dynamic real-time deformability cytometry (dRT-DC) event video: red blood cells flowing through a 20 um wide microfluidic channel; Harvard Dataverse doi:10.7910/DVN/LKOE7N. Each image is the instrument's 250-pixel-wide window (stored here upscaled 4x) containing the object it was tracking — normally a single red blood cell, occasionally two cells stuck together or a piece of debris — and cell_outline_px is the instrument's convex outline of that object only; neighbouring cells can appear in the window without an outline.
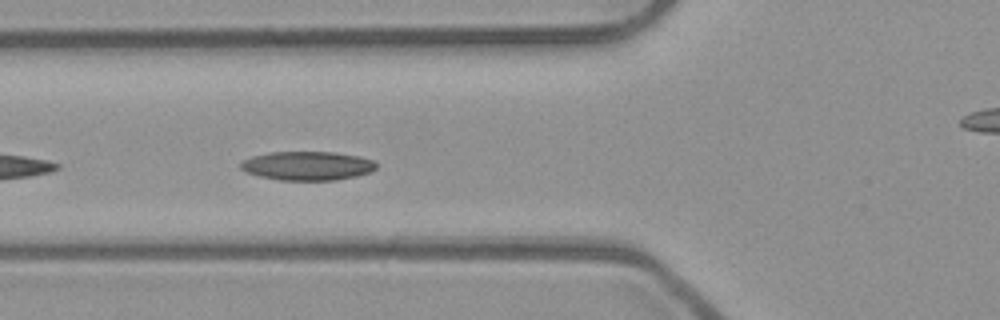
{"species": "common noctule bat (a hibernating species)", "species_latin": "Nyctalus noctula", "temperature_condition": "room temperature", "stored_images_in_passage": 10, "camera_frame_rate_fps": 3000, "um_per_image_px": 0.085, "animal": {"sex": "male", "body_mass_g": 23.1, "forearm_length_mm": 52.7}, "frame": {"image": 1, "passage_image": 4, "time_ms": 1.0, "image_size_px": [1000, 320], "cell_outline_px": [[376, 168], [368, 172], [356, 176], [336, 180], [280, 180], [260, 176], [244, 172], [240, 168], [240, 164], [244, 160], [252, 156], [268, 152], [332, 152], [360, 156], [372, 160], [376, 164]], "centroid_in_image_um": [26.1, 14.09], "position_along_channel_um": 99.7, "area_um2": 22.77}}